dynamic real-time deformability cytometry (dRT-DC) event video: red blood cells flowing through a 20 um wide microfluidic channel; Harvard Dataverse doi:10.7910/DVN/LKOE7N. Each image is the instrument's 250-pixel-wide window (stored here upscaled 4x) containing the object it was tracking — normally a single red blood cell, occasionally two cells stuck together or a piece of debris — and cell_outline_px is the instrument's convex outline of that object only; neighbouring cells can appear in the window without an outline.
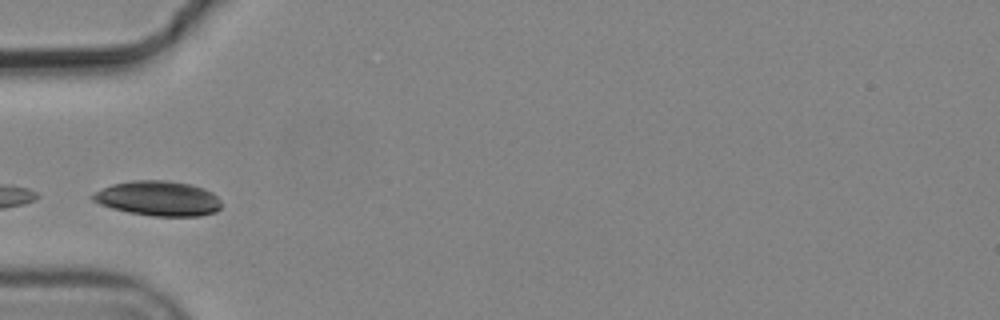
{"species": "common noctule bat (a hibernating species)", "species_latin": "Nyctalus noctula", "temperature_condition": "cold", "stored_images_in_passage": 6, "camera_frame_rate_fps": 3000, "um_per_image_px": 0.085, "animal": {"sex": "male", "body_mass_g": 19.2, "forearm_length_mm": 51.8}, "frame": {"image": 1, "passage_image": 2, "time_ms": 0.333, "image_size_px": [1000, 320], "cell_outline_px": [[220, 208], [216, 212], [200, 216], [152, 216], [128, 212], [112, 208], [100, 204], [92, 200], [92, 196], [96, 192], [112, 184], [132, 180], [168, 180], [192, 184], [204, 188], [212, 192], [220, 200]], "centroid_in_image_um": [13.48, 16.86], "position_along_channel_um": 71.5, "area_um2": 26.18}}
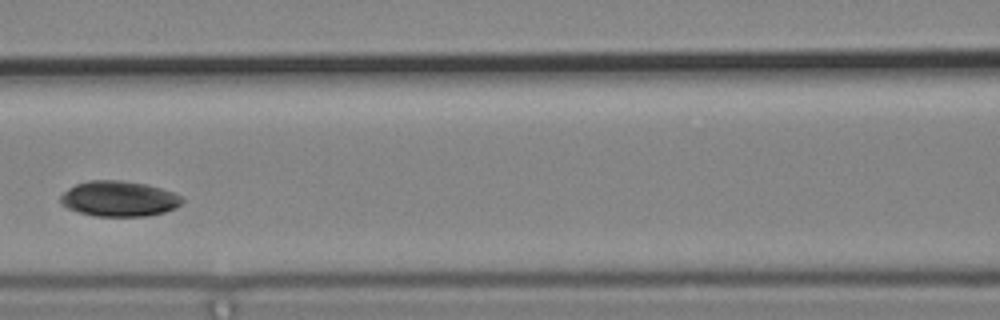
{"frame": {"image": 2, "passage_image": 4, "time_ms": 1.0, "image_size_px": [1000, 320], "cell_outline_px": [[184, 200], [176, 208], [164, 212], [148, 216], [96, 216], [80, 212], [68, 208], [60, 204], [60, 196], [68, 188], [76, 184], [88, 180], [120, 180], [144, 184], [160, 188], [172, 192], [180, 196]], "centroid_in_image_um": [10.09, 16.89], "position_along_channel_um": 156.5, "area_um2": 25.03}}
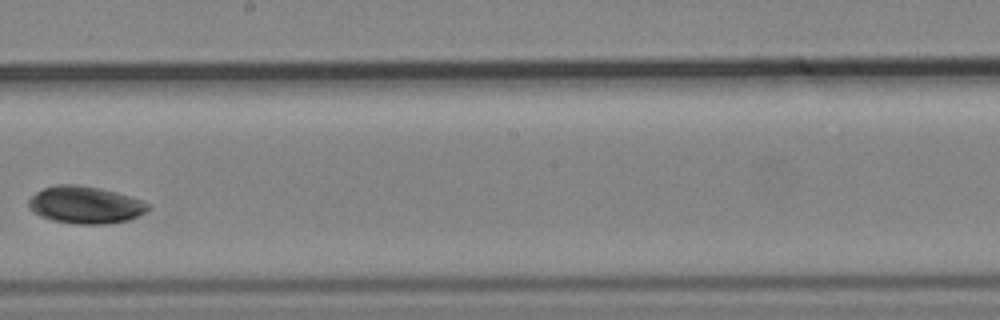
{"frame": {"image": 3, "passage_image": 6, "time_ms": 1.667, "image_size_px": [1000, 320], "cell_outline_px": [[152, 208], [128, 220], [104, 224], [76, 224], [52, 220], [40, 216], [32, 212], [28, 208], [28, 200], [36, 192], [44, 188], [56, 184], [76, 184], [100, 188], [116, 192], [140, 200], [148, 204]], "centroid_in_image_um": [7.2, 17.41], "position_along_channel_um": 241.0, "area_um2": 25.89}}